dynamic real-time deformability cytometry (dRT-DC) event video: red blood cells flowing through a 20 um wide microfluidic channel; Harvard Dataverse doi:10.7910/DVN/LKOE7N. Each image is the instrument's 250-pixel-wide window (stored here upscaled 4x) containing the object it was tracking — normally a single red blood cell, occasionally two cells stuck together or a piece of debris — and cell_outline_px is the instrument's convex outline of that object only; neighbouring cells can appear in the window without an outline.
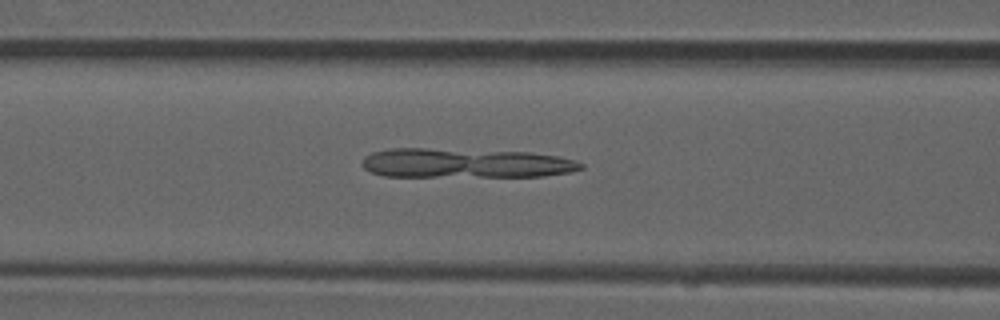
{"species": "common noctule bat (a hibernating species)", "species_latin": "Nyctalus noctula", "temperature_condition": "room temperature", "stored_images_in_passage": 51, "camera_frame_rate_fps": 3000, "um_per_image_px": 0.085, "animal": {"sex": "male", "forearm_length_mm": 52.5}, "frame": {"image": 1, "passage_image": 20, "time_ms": 6.333, "image_size_px": [1000, 320], "cell_outline_px": [[584, 168], [572, 172], [544, 176], [384, 176], [372, 172], [364, 168], [360, 164], [364, 156], [372, 152], [392, 148], [424, 148], [528, 152], [556, 156], [576, 160], [584, 164]], "centroid_in_image_um": [39.56, 13.86], "position_along_channel_um": 127.0, "area_um2": 37.63}}
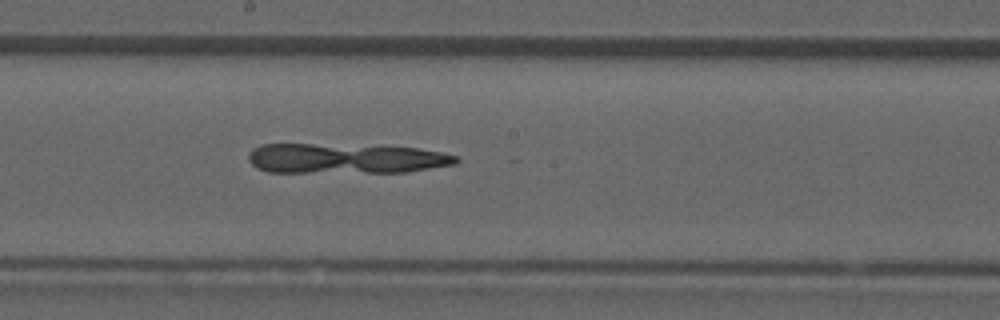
{"frame": {"image": 2, "passage_image": 27, "time_ms": 8.667, "image_size_px": [1000, 320], "cell_outline_px": [[460, 160], [456, 164], [404, 172], [268, 172], [256, 168], [248, 160], [248, 156], [252, 148], [260, 144], [312, 144], [416, 148], [440, 152], [460, 156]], "centroid_in_image_um": [29.34, 13.48], "position_along_channel_um": 218.9, "area_um2": 36.13}}
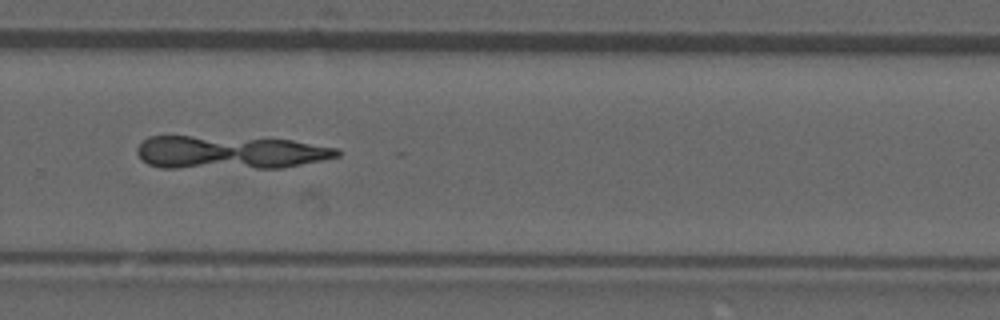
{"frame": {"image": 3, "passage_image": 34, "time_ms": 11.0, "image_size_px": [1000, 320], "cell_outline_px": [[340, 156], [284, 168], [160, 168], [148, 164], [136, 152], [136, 148], [148, 136], [188, 136], [292, 140], [336, 148], [340, 152]], "centroid_in_image_um": [19.52, 12.97], "position_along_channel_um": 310.3, "area_um2": 38.73}}